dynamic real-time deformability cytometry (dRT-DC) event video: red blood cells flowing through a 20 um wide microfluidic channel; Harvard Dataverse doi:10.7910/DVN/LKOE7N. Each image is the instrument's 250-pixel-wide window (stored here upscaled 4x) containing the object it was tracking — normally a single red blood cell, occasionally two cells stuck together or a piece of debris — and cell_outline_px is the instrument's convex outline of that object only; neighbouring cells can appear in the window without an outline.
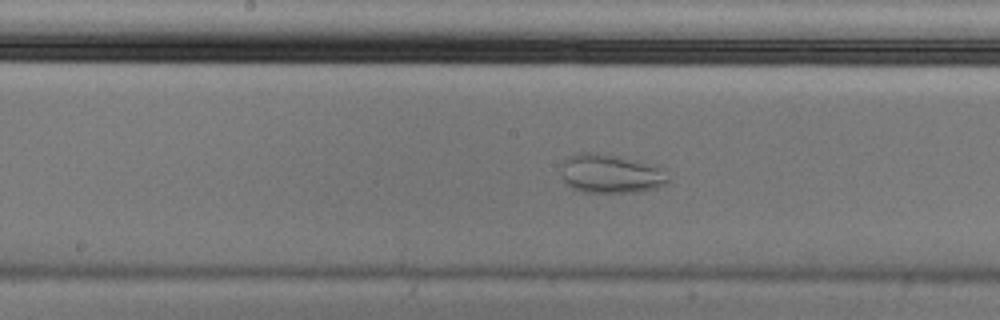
{"species": "Egyptian fruit bat (a non-hibernating species)", "species_latin": "Rousettus aegyptiacus", "temperature_condition": "cold", "stored_images_in_passage": 56, "camera_frame_rate_fps": 3000, "um_per_image_px": 0.085, "animal": {"sex": "male"}, "frame": {"image": 1, "passage_image": 29, "time_ms": 9.333, "image_size_px": [1000, 320], "cell_outline_px": [[668, 184], [656, 188], [636, 192], [584, 192], [572, 188], [564, 180], [560, 172], [564, 160], [568, 156], [576, 152], [596, 152], [656, 164], [664, 168], [668, 180]], "centroid_in_image_um": [51.93, 14.75], "position_along_channel_um": 196.3, "area_um2": 24.57}}
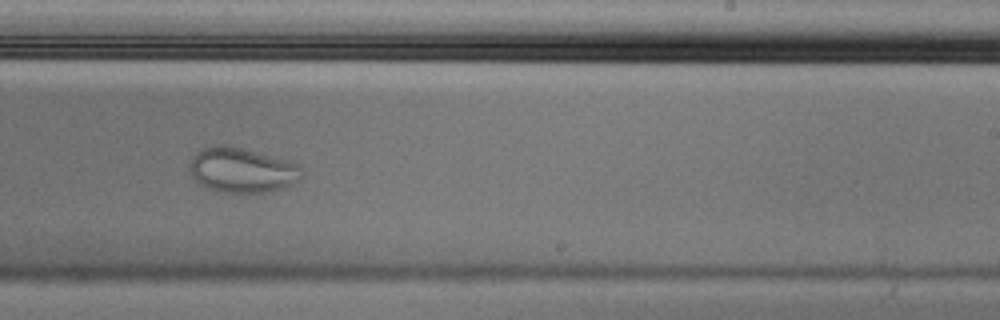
{"frame": {"image": 2, "passage_image": 35, "time_ms": 11.333, "image_size_px": [1000, 320], "cell_outline_px": [[304, 176], [292, 184], [284, 188], [268, 192], [224, 192], [208, 188], [200, 184], [188, 172], [188, 164], [196, 152], [200, 148], [212, 144], [228, 144], [244, 148], [288, 160], [300, 164], [304, 172]], "centroid_in_image_um": [20.57, 14.43], "position_along_channel_um": 268.4, "area_um2": 30.0}}
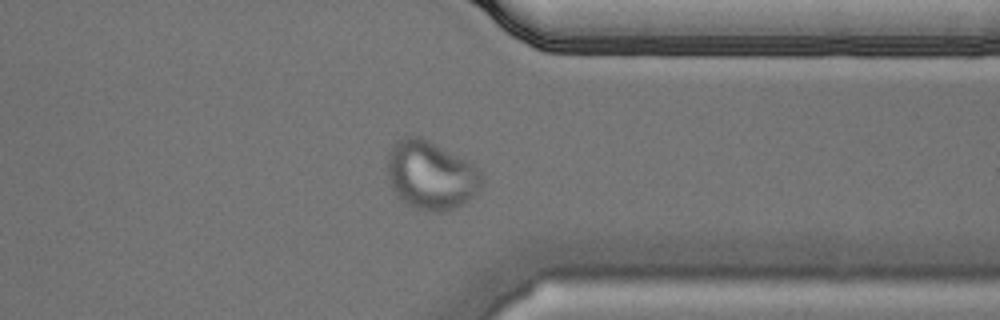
{"frame": {"image": 3, "passage_image": 44, "time_ms": 14.333, "image_size_px": [1000, 320], "cell_outline_px": [[484, 180], [476, 192], [468, 200], [448, 212], [432, 212], [416, 208], [408, 204], [392, 188], [388, 176], [388, 156], [392, 148], [404, 136], [420, 136], [428, 140], [480, 168], [484, 176]], "centroid_in_image_um": [36.66, 14.91], "position_along_channel_um": 374.7, "area_um2": 37.22}}